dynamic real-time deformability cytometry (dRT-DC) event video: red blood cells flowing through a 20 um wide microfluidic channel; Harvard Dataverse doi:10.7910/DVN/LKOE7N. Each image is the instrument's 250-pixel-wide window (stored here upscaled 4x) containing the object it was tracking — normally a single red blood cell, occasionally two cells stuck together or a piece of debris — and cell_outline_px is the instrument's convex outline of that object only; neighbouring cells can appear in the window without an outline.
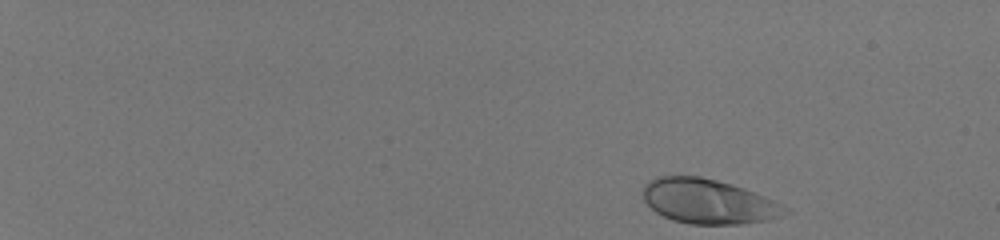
{"species": "human", "species_latin": "Homo sapiens", "temperature_condition": "room temperature", "stored_images_in_passage": 47, "camera_frame_rate_fps": 3000, "um_per_image_px": 0.085, "donor": {"sex": "male"}, "frame": {"image": 1, "passage_image": 1, "time_ms": 0.0, "image_size_px": [1000, 240], "cell_outline_px": [[780, 216], [768, 220], [740, 224], [692, 224], [672, 220], [656, 212], [644, 200], [644, 184], [656, 176], [700, 176], [732, 184], [744, 188], [764, 196], [772, 200], [776, 204]], "centroid_in_image_um": [60.07, 17.1], "position_along_channel_um": 24.9, "area_um2": 36.01}}
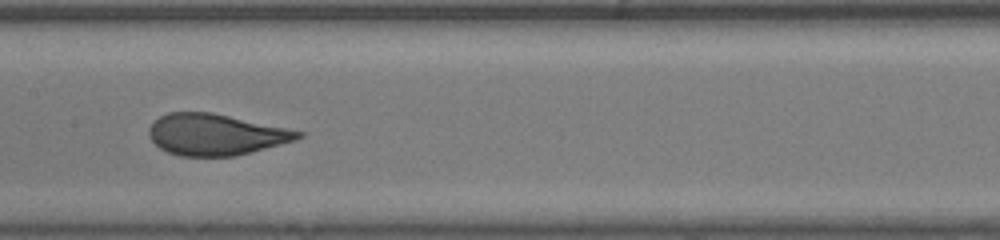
{"frame": {"image": 2, "passage_image": 26, "time_ms": 8.333, "image_size_px": [1000, 240], "cell_outline_px": [[304, 136], [296, 140], [252, 152], [236, 156], [180, 156], [168, 152], [160, 148], [152, 140], [148, 132], [148, 128], [160, 116], [168, 112], [212, 112], [304, 132]], "centroid_in_image_um": [18.33, 11.44], "position_along_channel_um": 189.1, "area_um2": 35.72}}
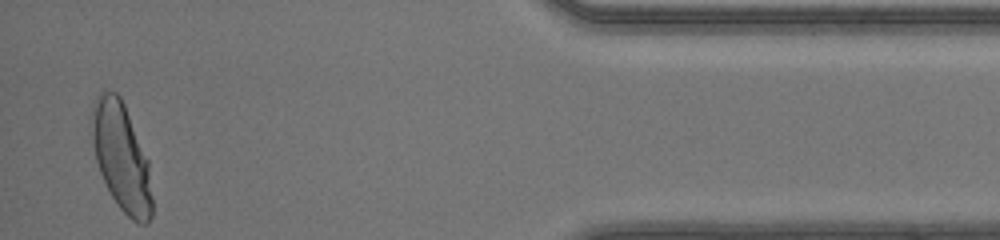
{"frame": {"image": 3, "passage_image": 46, "time_ms": 15.0, "image_size_px": [1000, 240], "cell_outline_px": [[152, 216], [148, 224], [140, 224], [132, 220], [120, 208], [112, 196], [100, 172], [96, 160], [92, 144], [92, 104], [100, 92], [116, 92], [120, 96], [124, 104], [148, 160], [152, 196]], "centroid_in_image_um": [10.33, 13.37], "position_along_channel_um": 424.9, "area_um2": 37.57}, "authors_computed_cell_mechanics": {"area_um2": 36.125, "velocity_mm_per_s": 4.1795, "shape_relaxation_time_tau1_ms": 3.748, "shape_relaxation_time_tau2_ms": null, "deformation_change_tau1": 0.1742, "deformation_change_tau2": null}}